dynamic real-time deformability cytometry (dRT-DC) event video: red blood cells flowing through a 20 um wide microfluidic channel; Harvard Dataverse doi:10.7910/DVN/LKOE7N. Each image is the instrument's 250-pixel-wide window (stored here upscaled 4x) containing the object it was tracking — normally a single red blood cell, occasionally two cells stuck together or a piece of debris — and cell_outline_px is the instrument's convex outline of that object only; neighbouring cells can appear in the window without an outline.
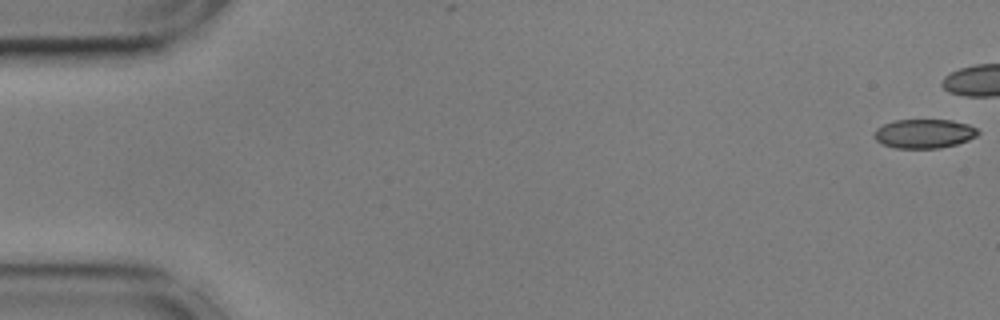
{"species": "common noctule bat (a hibernating species)", "species_latin": "Nyctalus noctula", "temperature_condition": "cold", "stored_images_in_passage": 44, "camera_frame_rate_fps": 3000, "um_per_image_px": 0.085, "animal": {"sex": "male", "body_mass_g": 17.9, "forearm_length_mm": 54.2}, "frame": {"image": 1, "passage_image": 1, "time_ms": 0.0, "image_size_px": [1000, 320], "cell_outline_px": [[980, 132], [976, 136], [968, 140], [956, 144], [940, 148], [896, 148], [884, 144], [876, 140], [872, 136], [876, 128], [884, 124], [896, 120], [952, 120], [968, 124], [976, 128]], "centroid_in_image_um": [78.55, 11.36], "position_along_channel_um": 6.5, "area_um2": 17.57}}
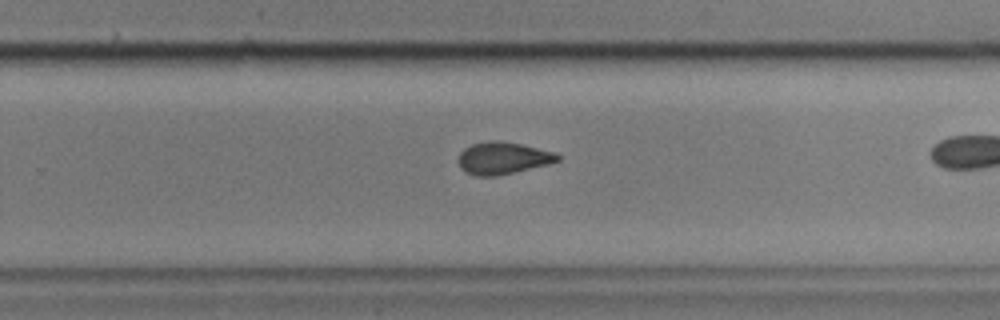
{"frame": {"image": 2, "passage_image": 36, "time_ms": 11.667, "image_size_px": [1000, 320], "cell_outline_px": [[560, 160], [548, 164], [496, 176], [476, 176], [460, 168], [456, 160], [460, 152], [464, 148], [472, 144], [488, 140], [496, 140], [520, 144], [556, 152], [560, 156]], "centroid_in_image_um": [42.71, 13.43], "position_along_channel_um": 287.1, "area_um2": 18.61}}
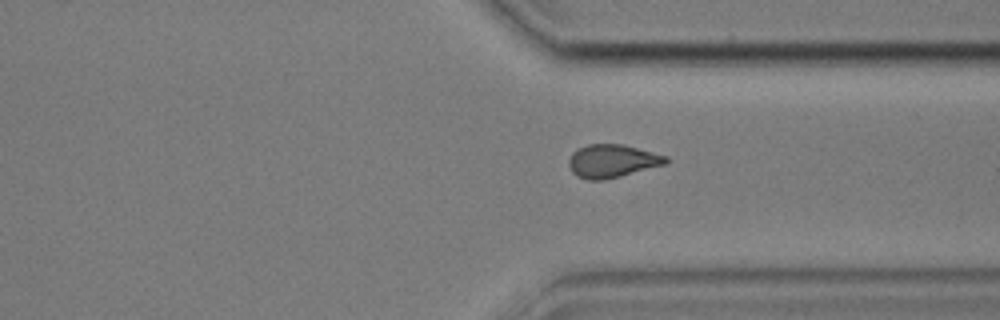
{"frame": {"image": 3, "passage_image": 42, "time_ms": 13.667, "image_size_px": [1000, 320], "cell_outline_px": [[668, 164], [604, 180], [588, 180], [576, 176], [572, 172], [568, 164], [568, 160], [572, 152], [588, 144], [624, 144], [668, 156]], "centroid_in_image_um": [52.05, 13.69], "position_along_channel_um": 359.4, "area_um2": 18.9}}